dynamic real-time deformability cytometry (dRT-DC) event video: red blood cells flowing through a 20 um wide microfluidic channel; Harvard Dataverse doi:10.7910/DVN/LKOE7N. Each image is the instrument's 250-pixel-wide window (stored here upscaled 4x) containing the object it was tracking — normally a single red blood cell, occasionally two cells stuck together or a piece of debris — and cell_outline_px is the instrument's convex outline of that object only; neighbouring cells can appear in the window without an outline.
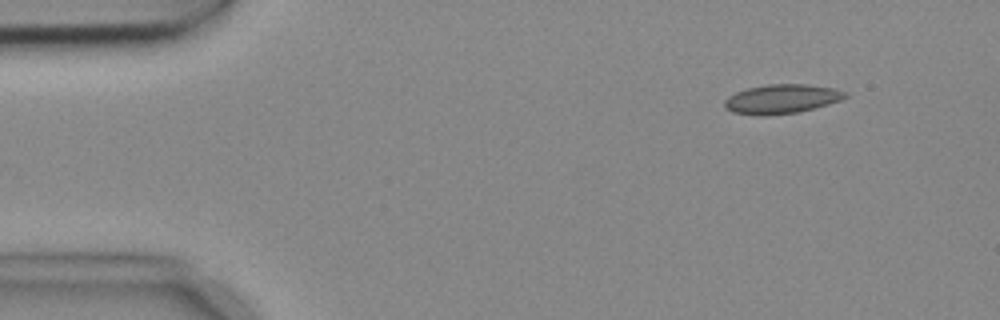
{"species": "common noctule bat (a hibernating species)", "species_latin": "Nyctalus noctula", "temperature_condition": "cold", "stored_images_in_passage": 4, "camera_frame_rate_fps": 3000, "um_per_image_px": 0.085, "animal": {"sex": "female", "body_mass_g": 18.4}, "frame": {"image": 1, "passage_image": 2, "time_ms": 0.333, "image_size_px": [1000, 320], "cell_outline_px": [[848, 96], [840, 100], [828, 104], [796, 112], [768, 116], [756, 116], [732, 112], [724, 108], [724, 100], [728, 96], [736, 92], [748, 88], [768, 84], [808, 84], [832, 88], [848, 92]], "centroid_in_image_um": [66.4, 8.42], "position_along_channel_um": 18.6, "area_um2": 20.63}}